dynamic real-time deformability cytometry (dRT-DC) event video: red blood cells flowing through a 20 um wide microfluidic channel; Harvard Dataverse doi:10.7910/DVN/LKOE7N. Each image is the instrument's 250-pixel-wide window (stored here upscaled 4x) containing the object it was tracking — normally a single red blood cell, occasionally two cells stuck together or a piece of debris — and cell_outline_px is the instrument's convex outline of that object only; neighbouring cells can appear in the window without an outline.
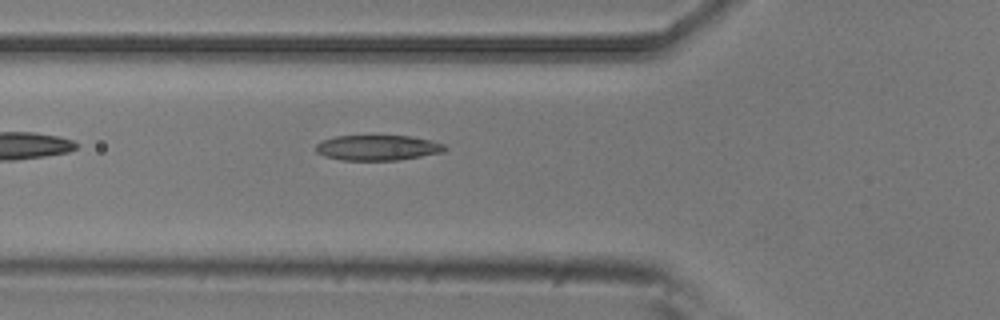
{"species": "common noctule bat (a hibernating species)", "species_latin": "Nyctalus noctula", "temperature_condition": "room temperature", "stored_images_in_passage": 2, "camera_frame_rate_fps": 3000, "um_per_image_px": 0.085, "animal": {"sex": "male", "body_mass_g": 20.5, "forearm_length_mm": 52.5}, "frame": {"image": 1, "passage_image": 2, "time_ms": 0.333, "image_size_px": [1000, 320], "cell_outline_px": [[448, 148], [444, 152], [396, 160], [340, 160], [324, 156], [316, 152], [316, 144], [324, 140], [336, 136], [408, 136], [432, 140], [444, 144]], "centroid_in_image_um": [32.11, 12.56], "position_along_channel_um": 93.7, "area_um2": 18.96}}